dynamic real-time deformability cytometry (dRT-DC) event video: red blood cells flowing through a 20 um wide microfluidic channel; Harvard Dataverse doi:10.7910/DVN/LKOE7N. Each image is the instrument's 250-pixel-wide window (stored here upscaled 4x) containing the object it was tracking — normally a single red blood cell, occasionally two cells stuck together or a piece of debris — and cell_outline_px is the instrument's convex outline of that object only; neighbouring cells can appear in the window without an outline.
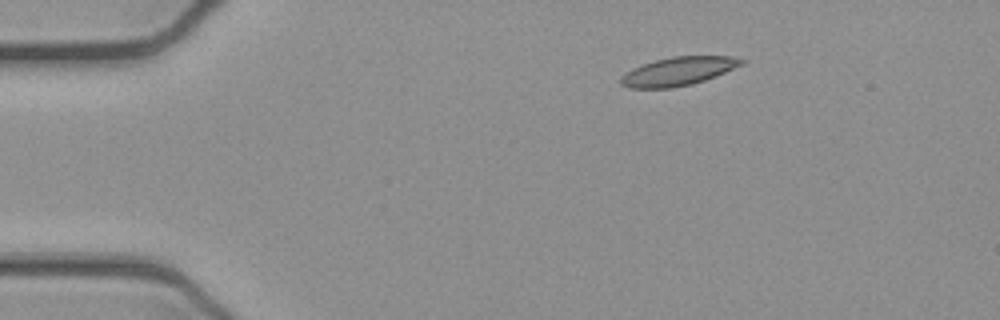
{"species": "common noctule bat (a hibernating species)", "species_latin": "Nyctalus noctula", "temperature_condition": "cold", "stored_images_in_passage": 9, "camera_frame_rate_fps": 3000, "um_per_image_px": 0.085, "animal": {"sex": "female", "body_mass_g": 21.9}, "frame": {"image": 1, "passage_image": 1, "time_ms": 0.0, "image_size_px": [1000, 320], "cell_outline_px": [[748, 60], [744, 64], [716, 76], [692, 84], [672, 88], [628, 88], [620, 84], [620, 76], [632, 68], [656, 60], [672, 56], [728, 56]], "centroid_in_image_um": [57.65, 6.06], "position_along_channel_um": 27.3, "area_um2": 20.11}}